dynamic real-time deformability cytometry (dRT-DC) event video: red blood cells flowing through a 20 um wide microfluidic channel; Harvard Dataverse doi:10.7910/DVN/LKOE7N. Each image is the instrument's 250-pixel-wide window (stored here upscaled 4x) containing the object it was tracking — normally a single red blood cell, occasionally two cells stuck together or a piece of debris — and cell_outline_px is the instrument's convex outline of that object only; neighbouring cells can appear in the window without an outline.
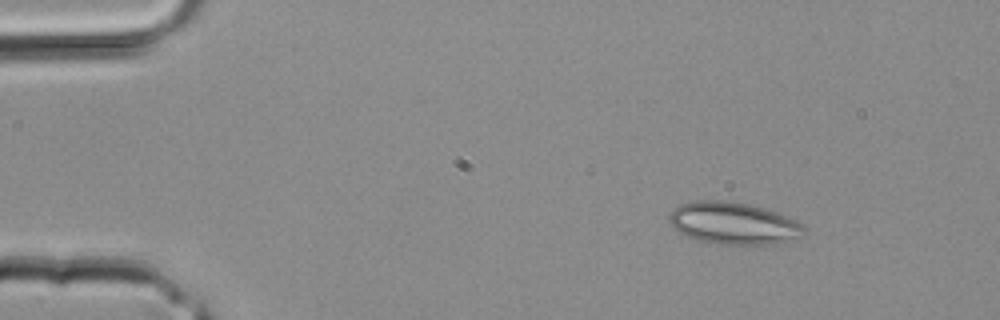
{"species": "common noctule bat (a hibernating species)", "species_latin": "Nyctalus noctula", "temperature_condition": "room temperature", "stored_images_in_passage": 2, "camera_frame_rate_fps": 3000, "um_per_image_px": 0.085, "animal": {"sex": "male", "body_mass_g": 20.4}, "frame": {"image": 1, "passage_image": 1, "time_ms": 0.0, "image_size_px": [1000, 320], "cell_outline_px": [[808, 228], [804, 236], [772, 244], [720, 244], [700, 240], [688, 236], [680, 232], [668, 220], [668, 216], [672, 208], [680, 204], [696, 200], [720, 200], [748, 204], [764, 208], [788, 216], [804, 224]], "centroid_in_image_um": [62.38, 18.96], "position_along_channel_um": 22.6, "area_um2": 33.12}}